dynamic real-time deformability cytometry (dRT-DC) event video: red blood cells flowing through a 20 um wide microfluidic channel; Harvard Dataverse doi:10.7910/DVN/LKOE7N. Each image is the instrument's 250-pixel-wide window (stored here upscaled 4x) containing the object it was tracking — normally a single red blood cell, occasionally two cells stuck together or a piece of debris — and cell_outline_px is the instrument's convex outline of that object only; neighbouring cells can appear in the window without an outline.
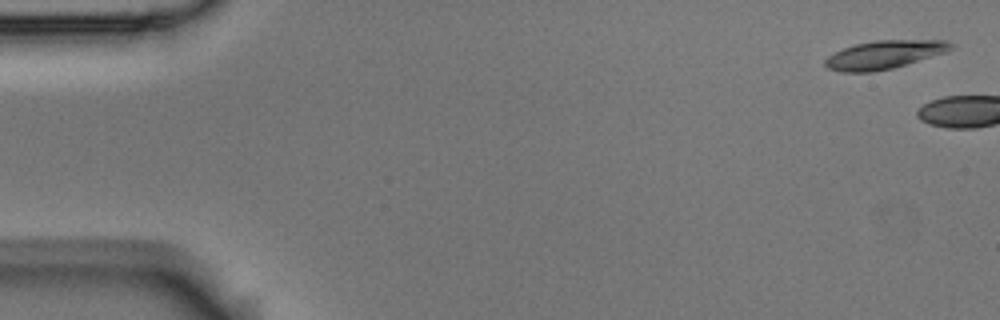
{"species": "Egyptian fruit bat (a non-hibernating species)", "species_latin": "Rousettus aegyptiacus", "temperature_condition": "room temperature", "stored_images_in_passage": 6, "camera_frame_rate_fps": 3000, "um_per_image_px": 0.085, "animal": {"sex": "male"}, "frame": {"image": 1, "passage_image": 1, "time_ms": 0.0, "image_size_px": [1000, 320], "cell_outline_px": [[956, 44], [948, 52], [892, 68], [872, 72], [840, 72], [828, 68], [824, 64], [824, 60], [828, 56], [844, 48], [856, 44], [876, 40], [948, 40]], "centroid_in_image_um": [75.21, 4.64], "position_along_channel_um": 9.8, "area_um2": 20.81}}
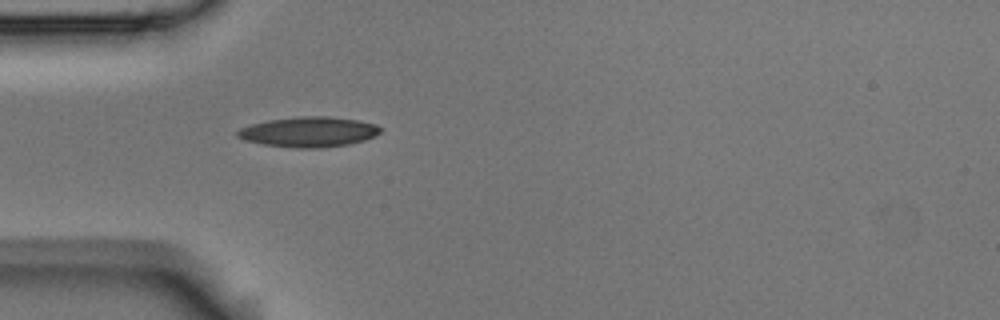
{"frame": {"image": 2, "passage_image": 6, "time_ms": 1.667, "image_size_px": [1000, 320], "cell_outline_px": [[380, 132], [364, 140], [348, 144], [320, 148], [296, 148], [264, 144], [244, 140], [236, 136], [236, 132], [240, 128], [252, 124], [268, 120], [300, 116], [328, 116], [356, 120], [376, 124], [380, 128]], "centroid_in_image_um": [26.21, 11.21], "position_along_channel_um": 58.8, "area_um2": 24.91}}